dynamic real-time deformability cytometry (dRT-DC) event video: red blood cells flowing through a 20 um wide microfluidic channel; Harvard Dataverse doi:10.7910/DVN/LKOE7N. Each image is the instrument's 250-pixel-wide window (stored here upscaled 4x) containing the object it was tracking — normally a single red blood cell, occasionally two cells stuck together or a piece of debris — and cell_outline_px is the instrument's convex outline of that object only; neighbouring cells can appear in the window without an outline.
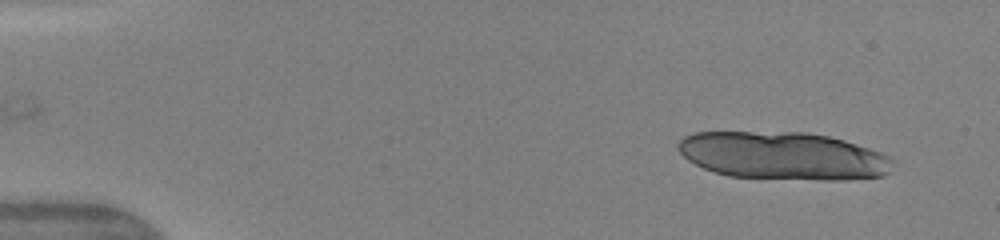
{"species": "human", "species_latin": "Homo sapiens", "temperature_condition": "warm", "stored_images_in_passage": 12, "camera_frame_rate_fps": 3000, "um_per_image_px": 0.085, "donor": {"sex": "female"}, "frame": {"image": 1, "passage_image": 1, "time_ms": 0.0, "image_size_px": [1000, 240], "cell_outline_px": [[892, 160], [888, 172], [884, 176], [844, 180], [820, 180], [728, 176], [704, 168], [688, 160], [676, 148], [676, 144], [684, 136], [696, 132], [808, 132], [828, 136], [844, 140], [880, 152], [888, 156]], "centroid_in_image_um": [66.54, 13.24], "position_along_channel_um": 18.5, "area_um2": 59.65}}